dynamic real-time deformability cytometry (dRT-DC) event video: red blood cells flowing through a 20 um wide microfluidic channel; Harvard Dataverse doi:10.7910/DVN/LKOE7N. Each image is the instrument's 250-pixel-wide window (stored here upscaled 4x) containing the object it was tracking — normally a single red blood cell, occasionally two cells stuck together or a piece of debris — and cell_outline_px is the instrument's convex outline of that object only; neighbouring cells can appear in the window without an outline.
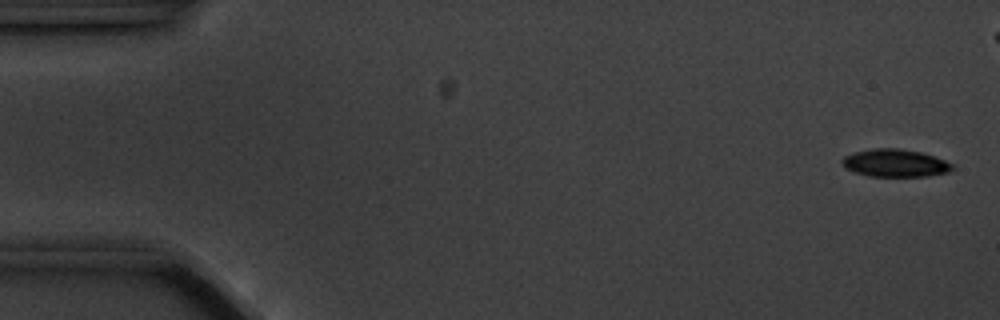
{"species": "common noctule bat (a hibernating species)", "species_latin": "Nyctalus noctula", "temperature_condition": "cold", "stored_images_in_passage": 50, "camera_frame_rate_fps": 3000, "um_per_image_px": 0.085, "animal": {"sex": "male", "body_mass_g": 20.1, "forearm_length_mm": 53.5}, "frame": {"image": 1, "passage_image": 2, "time_ms": 0.333, "image_size_px": [1000, 320], "cell_outline_px": [[956, 168], [948, 172], [928, 176], [868, 176], [844, 168], [840, 164], [840, 160], [844, 156], [852, 152], [876, 148], [900, 148], [920, 152], [956, 164]], "centroid_in_image_um": [76.07, 13.86], "position_along_channel_um": 8.9, "area_um2": 17.98}}
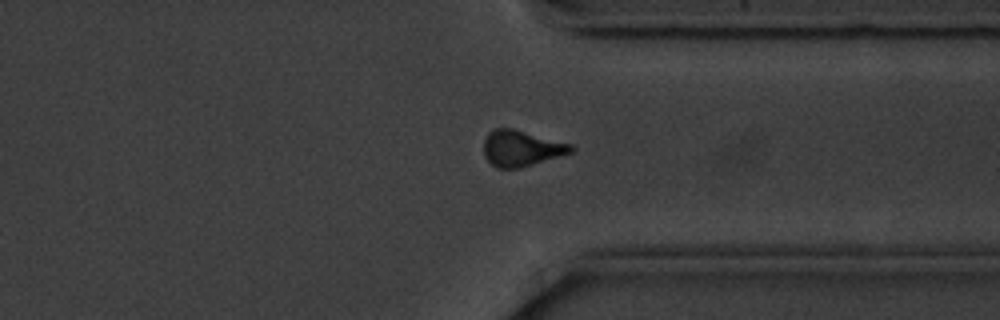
{"frame": {"image": 2, "passage_image": 43, "time_ms": 14.0, "image_size_px": [1000, 320], "cell_outline_px": [[576, 148], [572, 152], [520, 168], [496, 168], [484, 156], [484, 140], [488, 132], [492, 128], [512, 128], [572, 144]], "centroid_in_image_um": [44.3, 12.59], "position_along_channel_um": 367.1, "area_um2": 18.26}}
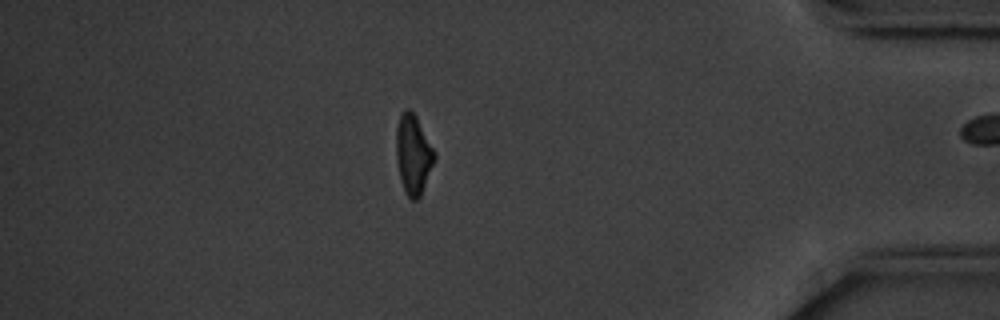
{"frame": {"image": 3, "passage_image": 49, "time_ms": 16.0, "image_size_px": [1000, 320], "cell_outline_px": [[436, 160], [420, 196], [416, 200], [412, 200], [404, 192], [400, 180], [396, 160], [396, 128], [400, 112], [404, 108], [408, 108], [416, 116], [436, 152]], "centroid_in_image_um": [35.12, 13.11], "position_along_channel_um": 400.1, "area_um2": 18.09}}